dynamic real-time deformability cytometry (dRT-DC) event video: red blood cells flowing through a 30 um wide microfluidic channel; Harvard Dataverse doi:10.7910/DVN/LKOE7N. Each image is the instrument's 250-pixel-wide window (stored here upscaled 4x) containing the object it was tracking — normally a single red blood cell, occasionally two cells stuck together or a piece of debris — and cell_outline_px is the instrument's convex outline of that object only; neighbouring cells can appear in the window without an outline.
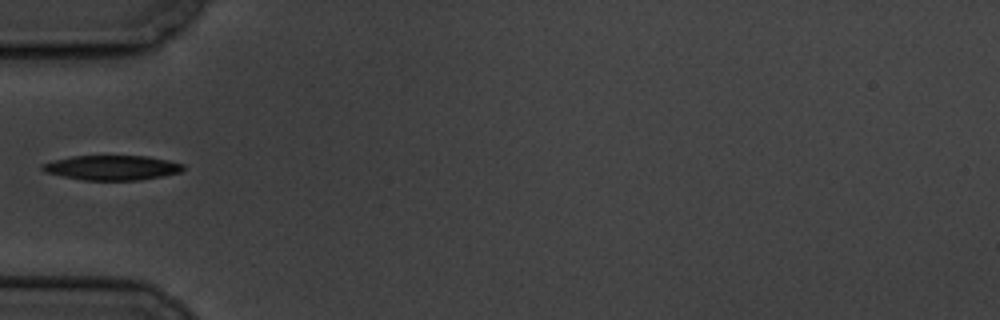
{"species": "common noctule bat (a hibernating species)", "species_latin": "Nyctalus noctula", "temperature_condition": "cold", "stored_images_in_passage": 1, "camera_frame_rate_fps": 3000, "um_per_image_px": 0.085, "animal": {"sex": "male", "body_mass_g": 19.5, "forearm_length_mm": 54.6}, "frame": {"image": 1, "passage_image": 1, "time_ms": 0.0, "image_size_px": [1000, 320], "cell_outline_px": [[184, 168], [180, 172], [140, 180], [84, 180], [44, 172], [40, 168], [40, 164], [72, 156], [148, 156], [168, 160], [184, 164]], "centroid_in_image_um": [9.51, 14.25], "position_along_channel_um": 75.5, "area_um2": 20.17}}